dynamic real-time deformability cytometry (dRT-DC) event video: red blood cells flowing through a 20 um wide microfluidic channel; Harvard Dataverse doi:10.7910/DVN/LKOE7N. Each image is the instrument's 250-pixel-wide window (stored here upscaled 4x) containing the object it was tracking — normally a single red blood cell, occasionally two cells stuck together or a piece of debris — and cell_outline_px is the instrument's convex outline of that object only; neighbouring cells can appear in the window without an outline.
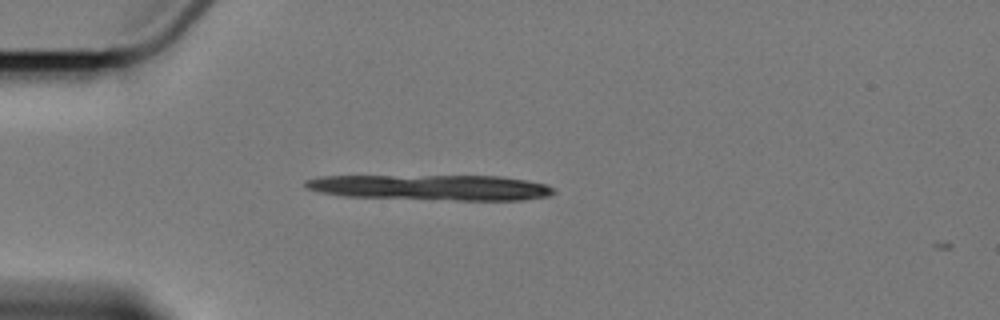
{"species": "Egyptian fruit bat (a non-hibernating species)", "species_latin": "Rousettus aegyptiacus", "temperature_condition": "cold", "stored_images_in_passage": 4, "camera_frame_rate_fps": 3000, "um_per_image_px": 0.085, "animal": {"sex": "female"}, "frame": {"image": 1, "passage_image": 3, "time_ms": 3.667, "image_size_px": [1000, 320], "cell_outline_px": [[556, 192], [548, 196], [524, 200], [456, 200], [348, 196], [320, 192], [308, 188], [304, 184], [304, 180], [320, 176], [500, 176], [548, 184], [556, 188]], "centroid_in_image_um": [36.73, 15.93], "position_along_channel_um": 48.3, "area_um2": 36.76}}